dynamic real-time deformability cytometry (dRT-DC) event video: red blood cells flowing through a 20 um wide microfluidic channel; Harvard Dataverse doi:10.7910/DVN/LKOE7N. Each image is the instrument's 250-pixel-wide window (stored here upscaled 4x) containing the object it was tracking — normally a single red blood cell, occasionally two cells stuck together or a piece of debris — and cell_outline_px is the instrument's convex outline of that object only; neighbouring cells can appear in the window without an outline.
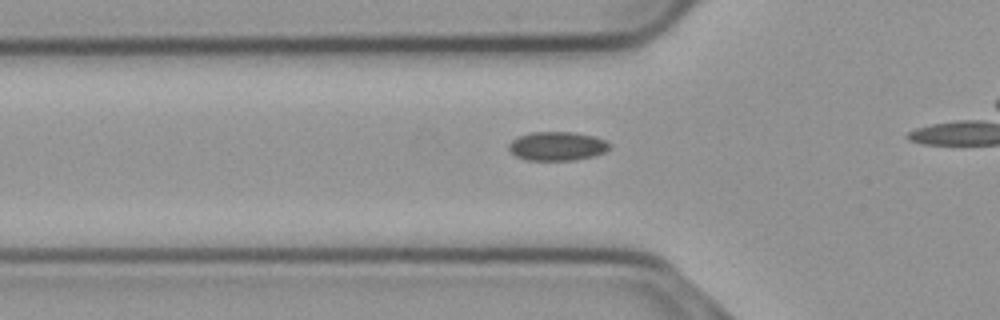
{"species": "common noctule bat (a hibernating species)", "species_latin": "Nyctalus noctula", "temperature_condition": "cold", "stored_images_in_passage": 22, "camera_frame_rate_fps": 3000, "um_per_image_px": 0.085, "animal": {"sex": "male", "body_mass_g": 23.1, "forearm_length_mm": 52.7}, "frame": {"image": 1, "passage_image": 13, "time_ms": 4.0, "image_size_px": [1000, 320], "cell_outline_px": [[608, 148], [604, 152], [592, 156], [572, 160], [528, 160], [516, 156], [508, 148], [508, 144], [512, 140], [520, 136], [532, 132], [576, 132], [596, 136], [604, 140], [608, 144]], "centroid_in_image_um": [47.34, 12.41], "position_along_channel_um": 78.5, "area_um2": 16.76}}
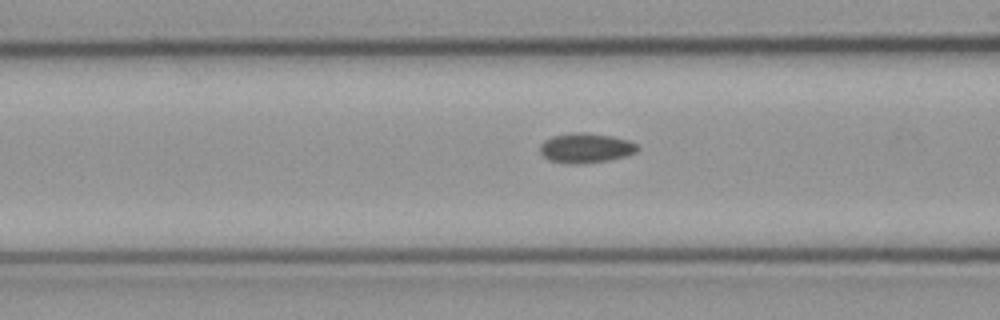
{"frame": {"image": 2, "passage_image": 16, "time_ms": 5.0, "image_size_px": [1000, 320], "cell_outline_px": [[640, 148], [636, 152], [624, 156], [608, 160], [584, 164], [568, 164], [548, 160], [540, 152], [540, 144], [544, 140], [552, 136], [572, 132], [588, 132], [612, 136], [628, 140], [636, 144]], "centroid_in_image_um": [49.77, 12.58], "position_along_channel_um": 116.8, "area_um2": 17.11}}
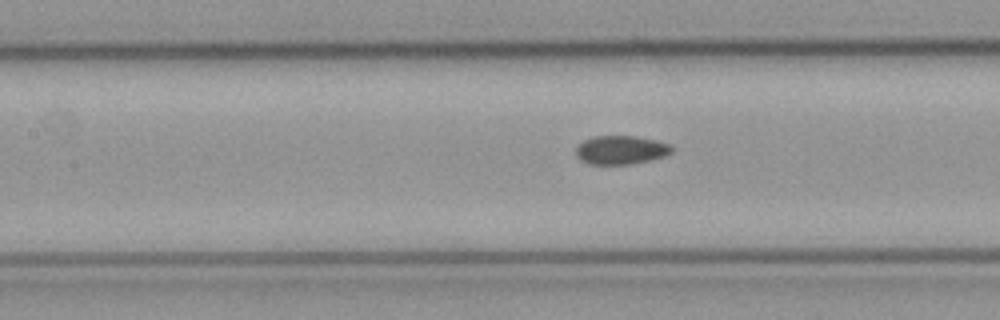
{"frame": {"image": 3, "passage_image": 19, "time_ms": 6.0, "image_size_px": [1000, 320], "cell_outline_px": [[672, 152], [664, 156], [632, 164], [588, 164], [580, 160], [576, 156], [576, 148], [584, 140], [592, 136], [636, 136], [656, 140], [672, 144]], "centroid_in_image_um": [52.77, 12.74], "position_along_channel_um": 154.6, "area_um2": 16.07}}